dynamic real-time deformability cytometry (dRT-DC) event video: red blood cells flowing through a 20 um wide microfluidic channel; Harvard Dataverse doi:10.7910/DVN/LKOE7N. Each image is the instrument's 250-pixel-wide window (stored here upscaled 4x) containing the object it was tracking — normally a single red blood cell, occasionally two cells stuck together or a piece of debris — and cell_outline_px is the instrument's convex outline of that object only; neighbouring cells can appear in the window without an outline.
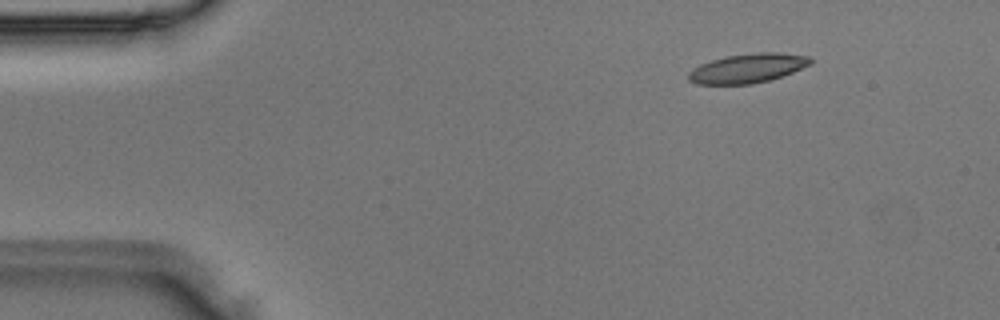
{"species": "Egyptian fruit bat (a non-hibernating species)", "species_latin": "Rousettus aegyptiacus", "temperature_condition": "room temperature", "stored_images_in_passage": 4, "camera_frame_rate_fps": 3000, "um_per_image_px": 0.085, "animal": {"sex": "male"}, "frame": {"image": 1, "passage_image": 2, "time_ms": 0.333, "image_size_px": [1000, 320], "cell_outline_px": [[812, 64], [772, 80], [752, 84], [696, 84], [688, 80], [688, 72], [692, 68], [700, 64], [724, 56], [760, 52], [780, 52], [808, 56], [812, 60]], "centroid_in_image_um": [63.54, 5.8], "position_along_channel_um": 21.5, "area_um2": 20.98}}